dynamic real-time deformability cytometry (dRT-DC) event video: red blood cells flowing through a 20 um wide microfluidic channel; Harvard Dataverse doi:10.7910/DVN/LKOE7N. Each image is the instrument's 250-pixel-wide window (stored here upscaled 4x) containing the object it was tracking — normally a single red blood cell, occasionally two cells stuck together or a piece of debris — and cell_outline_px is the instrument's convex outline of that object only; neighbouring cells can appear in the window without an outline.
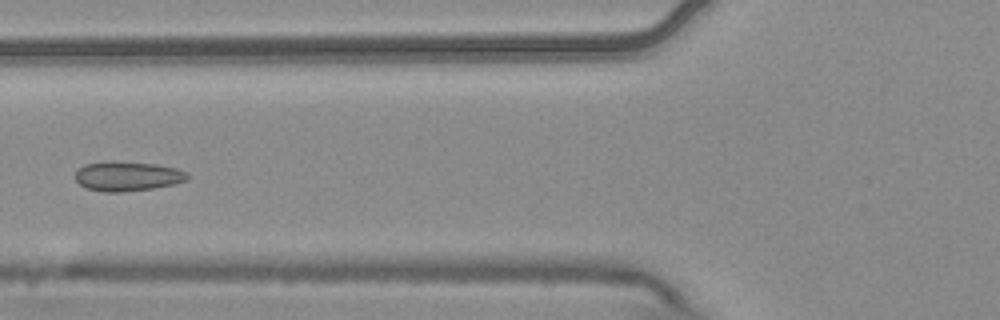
{"species": "common noctule bat (a hibernating species)", "species_latin": "Nyctalus noctula", "temperature_condition": "warm", "stored_images_in_passage": 7, "camera_frame_rate_fps": 3000, "um_per_image_px": 0.085, "animal": {"sex": "male", "body_mass_g": 20.4}, "frame": {"image": 1, "passage_image": 4, "time_ms": 1.0, "image_size_px": [1000, 320], "cell_outline_px": [[188, 180], [172, 184], [152, 188], [120, 192], [104, 192], [88, 188], [80, 184], [76, 180], [76, 172], [84, 164], [104, 160], [112, 160], [156, 164], [176, 168], [188, 172]], "centroid_in_image_um": [10.83, 14.95], "position_along_channel_um": 115.0, "area_um2": 19.42}}
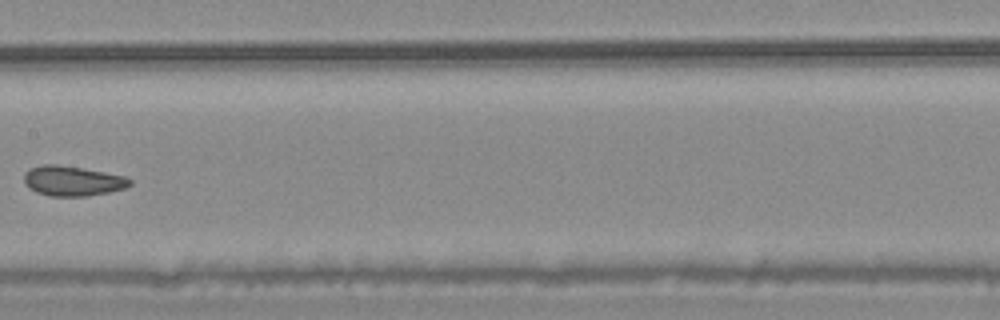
{"frame": {"image": 2, "passage_image": 6, "time_ms": 1.667, "image_size_px": [1000, 320], "cell_outline_px": [[132, 184], [124, 188], [108, 192], [88, 196], [48, 196], [36, 192], [28, 188], [24, 184], [24, 172], [28, 168], [44, 164], [56, 164], [84, 168], [124, 176], [132, 180]], "centroid_in_image_um": [6.12, 15.37], "position_along_channel_um": 201.3, "area_um2": 18.67}}
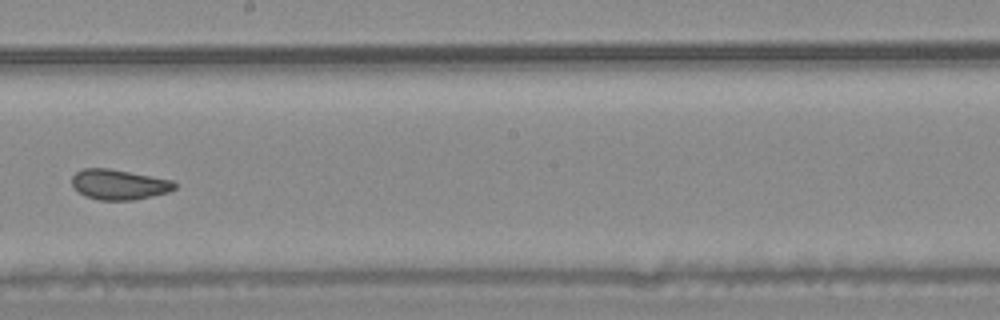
{"frame": {"image": 3, "passage_image": 7, "time_ms": 2.0, "image_size_px": [1000, 320], "cell_outline_px": [[176, 188], [168, 192], [132, 200], [100, 200], [84, 196], [72, 184], [72, 176], [76, 172], [84, 168], [108, 168], [172, 180], [176, 184]], "centroid_in_image_um": [10.1, 15.68], "position_along_channel_um": 238.1, "area_um2": 17.86}}